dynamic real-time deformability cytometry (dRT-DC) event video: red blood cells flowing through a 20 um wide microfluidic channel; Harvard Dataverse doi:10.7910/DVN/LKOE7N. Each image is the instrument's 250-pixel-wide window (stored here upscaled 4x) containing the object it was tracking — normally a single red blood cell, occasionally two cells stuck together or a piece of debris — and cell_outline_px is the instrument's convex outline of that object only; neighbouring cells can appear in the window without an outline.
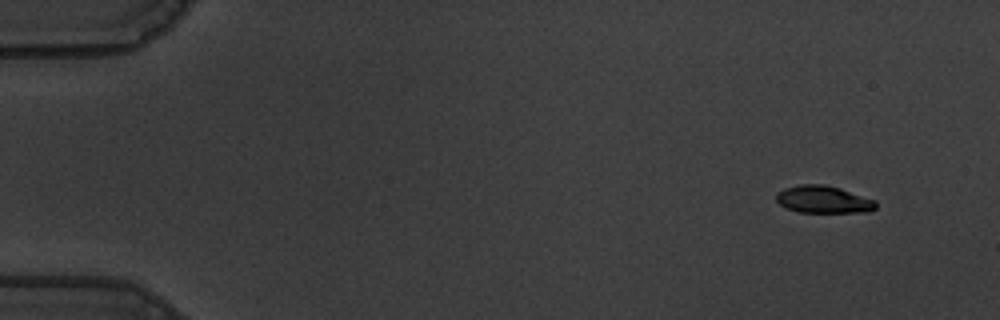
{"species": "common noctule bat (a hibernating species)", "species_latin": "Nyctalus noctula", "temperature_condition": "warm", "stored_images_in_passage": 53, "camera_frame_rate_fps": 3000, "um_per_image_px": 0.085, "animal": {"sex": "male", "body_mass_g": 19.5, "forearm_length_mm": 54.6}, "frame": {"image": 1, "passage_image": 1, "time_ms": 0.0, "image_size_px": [1000, 320], "cell_outline_px": [[876, 208], [868, 212], [796, 212], [784, 208], [776, 200], [776, 192], [784, 188], [800, 184], [824, 184], [840, 188], [876, 200]], "centroid_in_image_um": [69.96, 16.95], "position_along_channel_um": 15.0, "area_um2": 16.07}}
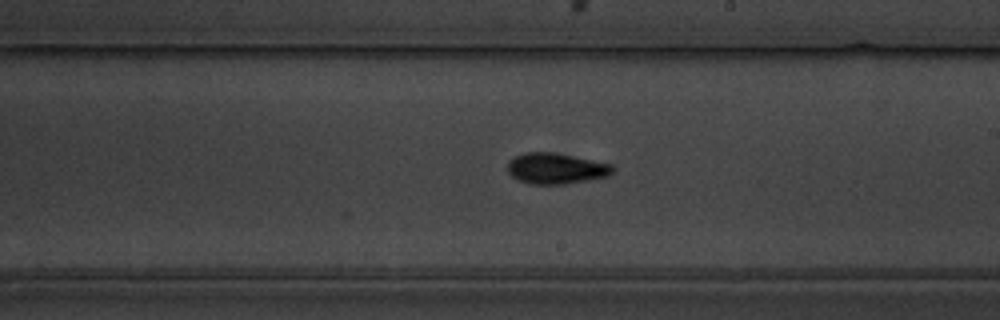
{"frame": {"image": 2, "passage_image": 30, "time_ms": 9.667, "image_size_px": [1000, 320], "cell_outline_px": [[616, 168], [608, 176], [588, 180], [564, 184], [532, 184], [520, 180], [512, 176], [508, 172], [508, 160], [512, 156], [524, 152], [552, 152], [612, 164]], "centroid_in_image_um": [47.24, 14.31], "position_along_channel_um": 241.8, "area_um2": 18.9}}
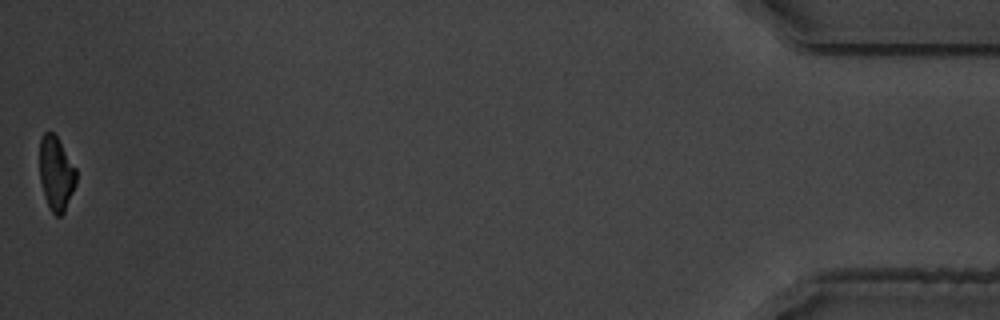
{"frame": {"image": 3, "passage_image": 53, "time_ms": 17.333, "image_size_px": [1000, 320], "cell_outline_px": [[76, 184], [64, 212], [60, 216], [56, 216], [52, 212], [48, 204], [40, 180], [40, 136], [44, 132], [52, 132], [56, 136], [76, 168]], "centroid_in_image_um": [4.77, 14.73], "position_along_channel_um": 430.4, "area_um2": 15.55}, "authors_computed_cell_mechanics": {"area_um2": 17.6868, "velocity_mm_per_s": 3.6267, "shape_relaxation_time_tau1_ms": 3.4986, "shape_relaxation_time_tau2_ms": 2.2613, "deformation_change_tau1": 0.1608, "deformation_change_tau2": 0.0688}}